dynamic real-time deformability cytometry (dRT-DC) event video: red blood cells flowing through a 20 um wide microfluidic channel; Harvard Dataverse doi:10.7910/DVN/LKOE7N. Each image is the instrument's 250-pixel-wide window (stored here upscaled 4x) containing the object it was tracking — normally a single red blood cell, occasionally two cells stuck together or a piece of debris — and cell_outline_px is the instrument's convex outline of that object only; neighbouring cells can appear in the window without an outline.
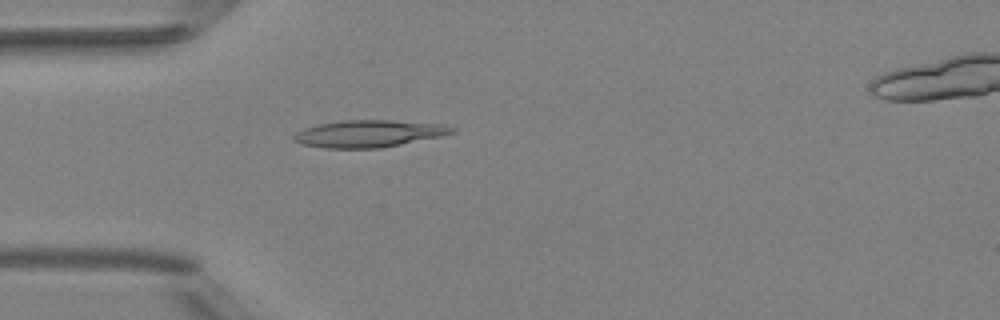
{"species": "Egyptian fruit bat (a non-hibernating species)", "species_latin": "Rousettus aegyptiacus", "temperature_condition": "room temperature", "stored_images_in_passage": 5, "camera_frame_rate_fps": 3000, "um_per_image_px": 0.085, "animal": {"sex": "female"}, "frame": {"image": 1, "passage_image": 4, "time_ms": 3.333, "image_size_px": [1000, 320], "cell_outline_px": [[456, 132], [440, 136], [380, 148], [324, 148], [304, 144], [292, 140], [292, 136], [296, 132], [304, 128], [316, 124], [344, 120], [392, 120], [444, 124], [456, 128]], "centroid_in_image_um": [31.34, 11.35], "position_along_channel_um": 53.7, "area_um2": 24.97}}